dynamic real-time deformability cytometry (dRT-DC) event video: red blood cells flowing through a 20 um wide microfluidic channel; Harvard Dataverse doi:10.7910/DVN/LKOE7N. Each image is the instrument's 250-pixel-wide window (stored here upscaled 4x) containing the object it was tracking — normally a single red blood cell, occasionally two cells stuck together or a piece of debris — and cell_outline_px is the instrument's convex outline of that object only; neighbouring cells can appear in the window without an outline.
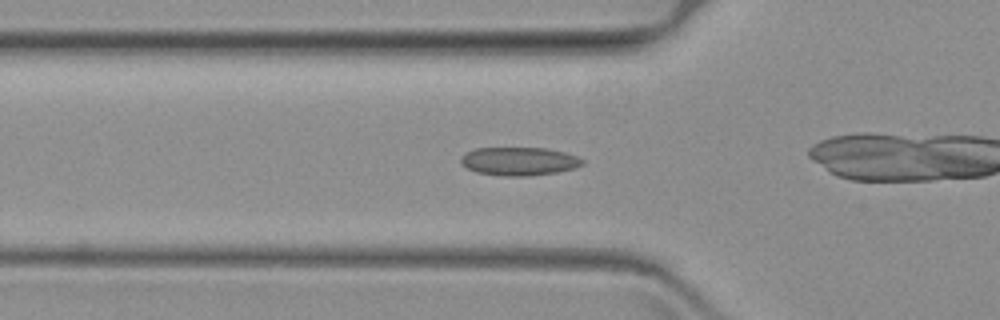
{"species": "common noctule bat (a hibernating species)", "species_latin": "Nyctalus noctula", "temperature_condition": "warm", "stored_images_in_passage": 30, "camera_frame_rate_fps": 3000, "um_per_image_px": 0.085, "animal": {"sex": "female", "body_mass_g": 19.3, "forearm_length_mm": 54.1}, "frame": {"image": 1, "passage_image": 2, "time_ms": 0.333, "image_size_px": [1000, 320], "cell_outline_px": [[584, 164], [572, 168], [556, 172], [528, 176], [504, 176], [476, 172], [460, 164], [460, 156], [476, 148], [548, 148], [564, 152], [576, 156], [584, 160]], "centroid_in_image_um": [44.1, 13.7], "position_along_channel_um": 81.7, "area_um2": 20.0}}
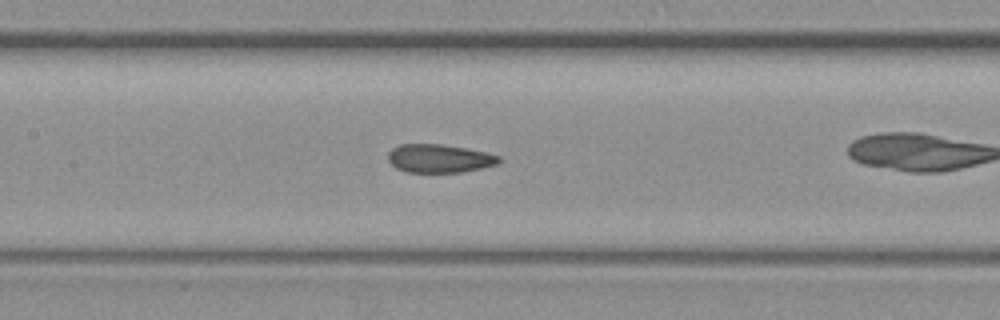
{"frame": {"image": 2, "passage_image": 10, "time_ms": 3.0, "image_size_px": [1000, 320], "cell_outline_px": [[504, 160], [496, 164], [480, 168], [460, 172], [404, 172], [396, 168], [388, 160], [388, 152], [392, 148], [400, 144], [440, 144], [464, 148], [484, 152], [500, 156]], "centroid_in_image_um": [37.32, 13.47], "position_along_channel_um": 170.1, "area_um2": 18.26}}
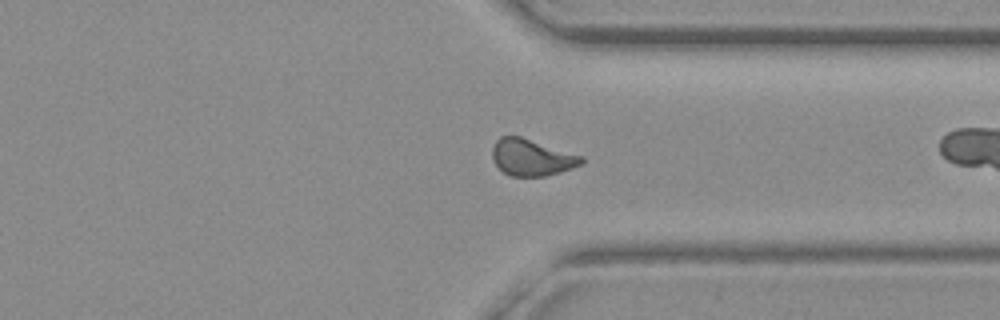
{"frame": {"image": 3, "passage_image": 28, "time_ms": 9.0, "image_size_px": [1000, 320], "cell_outline_px": [[584, 164], [560, 172], [544, 176], [512, 176], [504, 172], [496, 164], [492, 156], [492, 148], [496, 140], [500, 136], [520, 136], [584, 156]], "centroid_in_image_um": [45.22, 13.37], "position_along_channel_um": 366.2, "area_um2": 19.02}}